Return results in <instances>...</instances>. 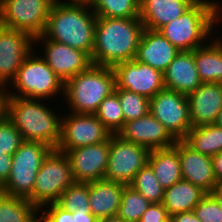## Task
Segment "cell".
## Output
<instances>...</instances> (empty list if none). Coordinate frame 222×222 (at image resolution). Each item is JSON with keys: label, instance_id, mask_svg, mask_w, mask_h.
<instances>
[{"label": "cell", "instance_id": "obj_10", "mask_svg": "<svg viewBox=\"0 0 222 222\" xmlns=\"http://www.w3.org/2000/svg\"><path fill=\"white\" fill-rule=\"evenodd\" d=\"M149 152L150 150L142 145L111 134L104 179L129 185L136 173L148 163Z\"/></svg>", "mask_w": 222, "mask_h": 222}, {"label": "cell", "instance_id": "obj_46", "mask_svg": "<svg viewBox=\"0 0 222 222\" xmlns=\"http://www.w3.org/2000/svg\"><path fill=\"white\" fill-rule=\"evenodd\" d=\"M97 222H125V221L121 218H118L117 216H113L104 219H99Z\"/></svg>", "mask_w": 222, "mask_h": 222}, {"label": "cell", "instance_id": "obj_2", "mask_svg": "<svg viewBox=\"0 0 222 222\" xmlns=\"http://www.w3.org/2000/svg\"><path fill=\"white\" fill-rule=\"evenodd\" d=\"M143 29L140 18L97 17L92 63L114 67L135 59Z\"/></svg>", "mask_w": 222, "mask_h": 222}, {"label": "cell", "instance_id": "obj_32", "mask_svg": "<svg viewBox=\"0 0 222 222\" xmlns=\"http://www.w3.org/2000/svg\"><path fill=\"white\" fill-rule=\"evenodd\" d=\"M94 115L111 134H117L124 126L123 111L115 92L104 98Z\"/></svg>", "mask_w": 222, "mask_h": 222}, {"label": "cell", "instance_id": "obj_22", "mask_svg": "<svg viewBox=\"0 0 222 222\" xmlns=\"http://www.w3.org/2000/svg\"><path fill=\"white\" fill-rule=\"evenodd\" d=\"M197 0H140L139 17L144 28L158 30L182 16Z\"/></svg>", "mask_w": 222, "mask_h": 222}, {"label": "cell", "instance_id": "obj_26", "mask_svg": "<svg viewBox=\"0 0 222 222\" xmlns=\"http://www.w3.org/2000/svg\"><path fill=\"white\" fill-rule=\"evenodd\" d=\"M148 164L164 189L182 180L179 154L173 146L165 149L150 150Z\"/></svg>", "mask_w": 222, "mask_h": 222}, {"label": "cell", "instance_id": "obj_1", "mask_svg": "<svg viewBox=\"0 0 222 222\" xmlns=\"http://www.w3.org/2000/svg\"><path fill=\"white\" fill-rule=\"evenodd\" d=\"M90 8L88 1L56 0L43 35L49 40L86 52L91 57L97 16Z\"/></svg>", "mask_w": 222, "mask_h": 222}, {"label": "cell", "instance_id": "obj_14", "mask_svg": "<svg viewBox=\"0 0 222 222\" xmlns=\"http://www.w3.org/2000/svg\"><path fill=\"white\" fill-rule=\"evenodd\" d=\"M37 41L44 42V56L41 57L63 82L87 70L93 64L86 52L49 40L43 34L34 38V44L38 43Z\"/></svg>", "mask_w": 222, "mask_h": 222}, {"label": "cell", "instance_id": "obj_16", "mask_svg": "<svg viewBox=\"0 0 222 222\" xmlns=\"http://www.w3.org/2000/svg\"><path fill=\"white\" fill-rule=\"evenodd\" d=\"M65 154L69 158L75 182L90 183L102 180L107 168L109 138L99 144L70 149Z\"/></svg>", "mask_w": 222, "mask_h": 222}, {"label": "cell", "instance_id": "obj_23", "mask_svg": "<svg viewBox=\"0 0 222 222\" xmlns=\"http://www.w3.org/2000/svg\"><path fill=\"white\" fill-rule=\"evenodd\" d=\"M125 184L105 179L89 183V212L98 220L117 215Z\"/></svg>", "mask_w": 222, "mask_h": 222}, {"label": "cell", "instance_id": "obj_15", "mask_svg": "<svg viewBox=\"0 0 222 222\" xmlns=\"http://www.w3.org/2000/svg\"><path fill=\"white\" fill-rule=\"evenodd\" d=\"M34 38L28 33L0 25V82L15 78L25 57L33 50Z\"/></svg>", "mask_w": 222, "mask_h": 222}, {"label": "cell", "instance_id": "obj_18", "mask_svg": "<svg viewBox=\"0 0 222 222\" xmlns=\"http://www.w3.org/2000/svg\"><path fill=\"white\" fill-rule=\"evenodd\" d=\"M179 154L182 180L211 193L216 185L212 156L201 154L189 146L184 140H176L173 146Z\"/></svg>", "mask_w": 222, "mask_h": 222}, {"label": "cell", "instance_id": "obj_37", "mask_svg": "<svg viewBox=\"0 0 222 222\" xmlns=\"http://www.w3.org/2000/svg\"><path fill=\"white\" fill-rule=\"evenodd\" d=\"M47 210H42L39 215V222H74L72 212L66 211L59 207L56 203L47 204ZM44 211V212H43Z\"/></svg>", "mask_w": 222, "mask_h": 222}, {"label": "cell", "instance_id": "obj_40", "mask_svg": "<svg viewBox=\"0 0 222 222\" xmlns=\"http://www.w3.org/2000/svg\"><path fill=\"white\" fill-rule=\"evenodd\" d=\"M9 92L10 90L8 89V85L0 82V121L7 117V102L9 100Z\"/></svg>", "mask_w": 222, "mask_h": 222}, {"label": "cell", "instance_id": "obj_6", "mask_svg": "<svg viewBox=\"0 0 222 222\" xmlns=\"http://www.w3.org/2000/svg\"><path fill=\"white\" fill-rule=\"evenodd\" d=\"M33 51L34 49L25 57L15 78L10 82L17 93L12 90L9 96L40 100L50 99L61 92L63 96V80L53 72L39 54L36 55Z\"/></svg>", "mask_w": 222, "mask_h": 222}, {"label": "cell", "instance_id": "obj_7", "mask_svg": "<svg viewBox=\"0 0 222 222\" xmlns=\"http://www.w3.org/2000/svg\"><path fill=\"white\" fill-rule=\"evenodd\" d=\"M52 150L45 143L24 140L12 155L11 172L0 192L28 199L32 195L37 173Z\"/></svg>", "mask_w": 222, "mask_h": 222}, {"label": "cell", "instance_id": "obj_41", "mask_svg": "<svg viewBox=\"0 0 222 222\" xmlns=\"http://www.w3.org/2000/svg\"><path fill=\"white\" fill-rule=\"evenodd\" d=\"M74 222H97L98 219L89 210H76L72 212Z\"/></svg>", "mask_w": 222, "mask_h": 222}, {"label": "cell", "instance_id": "obj_34", "mask_svg": "<svg viewBox=\"0 0 222 222\" xmlns=\"http://www.w3.org/2000/svg\"><path fill=\"white\" fill-rule=\"evenodd\" d=\"M56 204L70 212L88 210L89 183L74 182L60 195Z\"/></svg>", "mask_w": 222, "mask_h": 222}, {"label": "cell", "instance_id": "obj_9", "mask_svg": "<svg viewBox=\"0 0 222 222\" xmlns=\"http://www.w3.org/2000/svg\"><path fill=\"white\" fill-rule=\"evenodd\" d=\"M56 0H0V25L41 36Z\"/></svg>", "mask_w": 222, "mask_h": 222}, {"label": "cell", "instance_id": "obj_25", "mask_svg": "<svg viewBox=\"0 0 222 222\" xmlns=\"http://www.w3.org/2000/svg\"><path fill=\"white\" fill-rule=\"evenodd\" d=\"M220 37L193 50L202 83H222V39Z\"/></svg>", "mask_w": 222, "mask_h": 222}, {"label": "cell", "instance_id": "obj_36", "mask_svg": "<svg viewBox=\"0 0 222 222\" xmlns=\"http://www.w3.org/2000/svg\"><path fill=\"white\" fill-rule=\"evenodd\" d=\"M193 212L201 222H222V206L211 193L206 194Z\"/></svg>", "mask_w": 222, "mask_h": 222}, {"label": "cell", "instance_id": "obj_31", "mask_svg": "<svg viewBox=\"0 0 222 222\" xmlns=\"http://www.w3.org/2000/svg\"><path fill=\"white\" fill-rule=\"evenodd\" d=\"M150 204L151 202L146 200L138 191L130 185H125L116 216L125 222H138Z\"/></svg>", "mask_w": 222, "mask_h": 222}, {"label": "cell", "instance_id": "obj_17", "mask_svg": "<svg viewBox=\"0 0 222 222\" xmlns=\"http://www.w3.org/2000/svg\"><path fill=\"white\" fill-rule=\"evenodd\" d=\"M117 135L149 150L170 148L176 143V139L150 112L143 117L125 122Z\"/></svg>", "mask_w": 222, "mask_h": 222}, {"label": "cell", "instance_id": "obj_13", "mask_svg": "<svg viewBox=\"0 0 222 222\" xmlns=\"http://www.w3.org/2000/svg\"><path fill=\"white\" fill-rule=\"evenodd\" d=\"M113 69L117 88L135 92L149 100L165 89L163 73L135 59L118 63Z\"/></svg>", "mask_w": 222, "mask_h": 222}, {"label": "cell", "instance_id": "obj_38", "mask_svg": "<svg viewBox=\"0 0 222 222\" xmlns=\"http://www.w3.org/2000/svg\"><path fill=\"white\" fill-rule=\"evenodd\" d=\"M170 216L162 203H151L138 222H169Z\"/></svg>", "mask_w": 222, "mask_h": 222}, {"label": "cell", "instance_id": "obj_44", "mask_svg": "<svg viewBox=\"0 0 222 222\" xmlns=\"http://www.w3.org/2000/svg\"><path fill=\"white\" fill-rule=\"evenodd\" d=\"M213 169L216 177V181H222V152L212 156Z\"/></svg>", "mask_w": 222, "mask_h": 222}, {"label": "cell", "instance_id": "obj_39", "mask_svg": "<svg viewBox=\"0 0 222 222\" xmlns=\"http://www.w3.org/2000/svg\"><path fill=\"white\" fill-rule=\"evenodd\" d=\"M12 166V155H0V188L7 182Z\"/></svg>", "mask_w": 222, "mask_h": 222}, {"label": "cell", "instance_id": "obj_19", "mask_svg": "<svg viewBox=\"0 0 222 222\" xmlns=\"http://www.w3.org/2000/svg\"><path fill=\"white\" fill-rule=\"evenodd\" d=\"M187 99L192 127L214 124L222 108V83H202Z\"/></svg>", "mask_w": 222, "mask_h": 222}, {"label": "cell", "instance_id": "obj_47", "mask_svg": "<svg viewBox=\"0 0 222 222\" xmlns=\"http://www.w3.org/2000/svg\"><path fill=\"white\" fill-rule=\"evenodd\" d=\"M217 126L219 127H222V108L221 110L219 111L218 115H217V118L215 120V123Z\"/></svg>", "mask_w": 222, "mask_h": 222}, {"label": "cell", "instance_id": "obj_33", "mask_svg": "<svg viewBox=\"0 0 222 222\" xmlns=\"http://www.w3.org/2000/svg\"><path fill=\"white\" fill-rule=\"evenodd\" d=\"M121 109L123 111L124 123L129 122L149 113L150 100L135 92L115 87Z\"/></svg>", "mask_w": 222, "mask_h": 222}, {"label": "cell", "instance_id": "obj_35", "mask_svg": "<svg viewBox=\"0 0 222 222\" xmlns=\"http://www.w3.org/2000/svg\"><path fill=\"white\" fill-rule=\"evenodd\" d=\"M23 141L19 130L7 118L0 121V155H13Z\"/></svg>", "mask_w": 222, "mask_h": 222}, {"label": "cell", "instance_id": "obj_43", "mask_svg": "<svg viewBox=\"0 0 222 222\" xmlns=\"http://www.w3.org/2000/svg\"><path fill=\"white\" fill-rule=\"evenodd\" d=\"M209 6H210V14L212 17V26H216L214 24H218V21L222 22V11H221L222 5H220V3H218L217 1L213 2V1L209 0Z\"/></svg>", "mask_w": 222, "mask_h": 222}, {"label": "cell", "instance_id": "obj_21", "mask_svg": "<svg viewBox=\"0 0 222 222\" xmlns=\"http://www.w3.org/2000/svg\"><path fill=\"white\" fill-rule=\"evenodd\" d=\"M165 89L188 96L201 84L192 51H179L163 73Z\"/></svg>", "mask_w": 222, "mask_h": 222}, {"label": "cell", "instance_id": "obj_4", "mask_svg": "<svg viewBox=\"0 0 222 222\" xmlns=\"http://www.w3.org/2000/svg\"><path fill=\"white\" fill-rule=\"evenodd\" d=\"M115 87L113 67L92 64L64 82L63 97L68 102L69 112L95 114L100 103L114 92Z\"/></svg>", "mask_w": 222, "mask_h": 222}, {"label": "cell", "instance_id": "obj_27", "mask_svg": "<svg viewBox=\"0 0 222 222\" xmlns=\"http://www.w3.org/2000/svg\"><path fill=\"white\" fill-rule=\"evenodd\" d=\"M183 140L197 152L214 156L222 152V127L216 124L192 127Z\"/></svg>", "mask_w": 222, "mask_h": 222}, {"label": "cell", "instance_id": "obj_30", "mask_svg": "<svg viewBox=\"0 0 222 222\" xmlns=\"http://www.w3.org/2000/svg\"><path fill=\"white\" fill-rule=\"evenodd\" d=\"M129 185L149 202L162 203L165 189L156 179L154 171L148 163L136 173Z\"/></svg>", "mask_w": 222, "mask_h": 222}, {"label": "cell", "instance_id": "obj_12", "mask_svg": "<svg viewBox=\"0 0 222 222\" xmlns=\"http://www.w3.org/2000/svg\"><path fill=\"white\" fill-rule=\"evenodd\" d=\"M70 113L61 116V137L56 148L58 151L66 153L70 149L99 144L111 136L94 114Z\"/></svg>", "mask_w": 222, "mask_h": 222}, {"label": "cell", "instance_id": "obj_24", "mask_svg": "<svg viewBox=\"0 0 222 222\" xmlns=\"http://www.w3.org/2000/svg\"><path fill=\"white\" fill-rule=\"evenodd\" d=\"M207 192L191 182L181 180L164 190L162 204L169 216L193 211L194 207L206 196Z\"/></svg>", "mask_w": 222, "mask_h": 222}, {"label": "cell", "instance_id": "obj_28", "mask_svg": "<svg viewBox=\"0 0 222 222\" xmlns=\"http://www.w3.org/2000/svg\"><path fill=\"white\" fill-rule=\"evenodd\" d=\"M38 212L28 199L0 192V222H39Z\"/></svg>", "mask_w": 222, "mask_h": 222}, {"label": "cell", "instance_id": "obj_11", "mask_svg": "<svg viewBox=\"0 0 222 222\" xmlns=\"http://www.w3.org/2000/svg\"><path fill=\"white\" fill-rule=\"evenodd\" d=\"M149 112L176 140H183L192 128L187 96L163 89L150 99Z\"/></svg>", "mask_w": 222, "mask_h": 222}, {"label": "cell", "instance_id": "obj_5", "mask_svg": "<svg viewBox=\"0 0 222 222\" xmlns=\"http://www.w3.org/2000/svg\"><path fill=\"white\" fill-rule=\"evenodd\" d=\"M213 28L209 1L197 0L182 16L158 31L178 50L192 51L210 40Z\"/></svg>", "mask_w": 222, "mask_h": 222}, {"label": "cell", "instance_id": "obj_8", "mask_svg": "<svg viewBox=\"0 0 222 222\" xmlns=\"http://www.w3.org/2000/svg\"><path fill=\"white\" fill-rule=\"evenodd\" d=\"M75 182L68 156L53 149L37 173L32 195L28 200L38 209L56 203L60 195Z\"/></svg>", "mask_w": 222, "mask_h": 222}, {"label": "cell", "instance_id": "obj_42", "mask_svg": "<svg viewBox=\"0 0 222 222\" xmlns=\"http://www.w3.org/2000/svg\"><path fill=\"white\" fill-rule=\"evenodd\" d=\"M169 222H201L193 211L177 213L170 216Z\"/></svg>", "mask_w": 222, "mask_h": 222}, {"label": "cell", "instance_id": "obj_29", "mask_svg": "<svg viewBox=\"0 0 222 222\" xmlns=\"http://www.w3.org/2000/svg\"><path fill=\"white\" fill-rule=\"evenodd\" d=\"M88 3L97 17L140 18V0H89Z\"/></svg>", "mask_w": 222, "mask_h": 222}, {"label": "cell", "instance_id": "obj_45", "mask_svg": "<svg viewBox=\"0 0 222 222\" xmlns=\"http://www.w3.org/2000/svg\"><path fill=\"white\" fill-rule=\"evenodd\" d=\"M211 194L215 197V199L222 206V181L216 183Z\"/></svg>", "mask_w": 222, "mask_h": 222}, {"label": "cell", "instance_id": "obj_20", "mask_svg": "<svg viewBox=\"0 0 222 222\" xmlns=\"http://www.w3.org/2000/svg\"><path fill=\"white\" fill-rule=\"evenodd\" d=\"M179 51L158 30L144 28L135 60L164 73Z\"/></svg>", "mask_w": 222, "mask_h": 222}, {"label": "cell", "instance_id": "obj_3", "mask_svg": "<svg viewBox=\"0 0 222 222\" xmlns=\"http://www.w3.org/2000/svg\"><path fill=\"white\" fill-rule=\"evenodd\" d=\"M40 102L9 96L7 119L19 130L25 141H37L56 149L61 137L62 117Z\"/></svg>", "mask_w": 222, "mask_h": 222}, {"label": "cell", "instance_id": "obj_48", "mask_svg": "<svg viewBox=\"0 0 222 222\" xmlns=\"http://www.w3.org/2000/svg\"><path fill=\"white\" fill-rule=\"evenodd\" d=\"M70 1H89V0H70Z\"/></svg>", "mask_w": 222, "mask_h": 222}]
</instances>
